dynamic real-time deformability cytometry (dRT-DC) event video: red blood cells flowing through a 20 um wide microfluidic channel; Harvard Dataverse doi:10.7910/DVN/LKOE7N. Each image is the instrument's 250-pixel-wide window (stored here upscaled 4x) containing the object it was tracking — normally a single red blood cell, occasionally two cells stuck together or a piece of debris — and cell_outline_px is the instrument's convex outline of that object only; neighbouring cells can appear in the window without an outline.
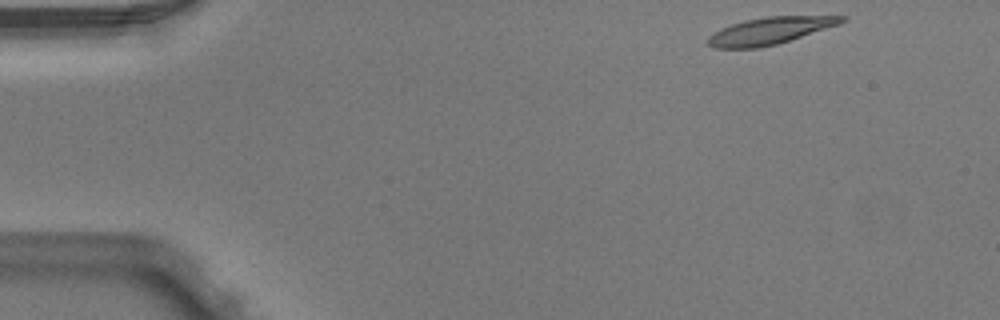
{"species": "Egyptian fruit bat (a non-hibernating species)", "species_latin": "Rousettus aegyptiacus", "temperature_condition": "warm", "stored_images_in_passage": 5, "camera_frame_rate_fps": 3000, "um_per_image_px": 0.085, "animal": {"sex": "male"}, "frame": {"image": 1, "passage_image": 1, "time_ms": 0.0, "image_size_px": [1000, 320], "cell_outline_px": [[848, 20], [840, 24], [776, 44], [756, 48], [712, 48], [708, 44], [708, 36], [732, 24], [744, 20], [768, 16], [848, 16]], "centroid_in_image_um": [65.47, 2.61], "position_along_channel_um": 19.5, "area_um2": 20.75}}
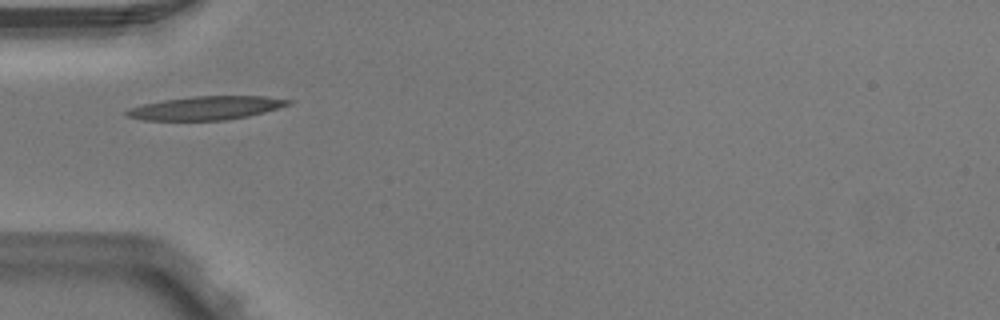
{"frame": {"image": 2, "passage_image": 4, "time_ms": 1.0, "image_size_px": [1000, 320], "cell_outline_px": [[292, 104], [248, 116], [224, 120], [144, 120], [124, 116], [124, 112], [128, 108], [144, 104], [164, 100], [192, 96], [264, 96], [292, 100]], "centroid_in_image_um": [17.48, 9.18], "position_along_channel_um": 67.5, "area_um2": 22.08}}
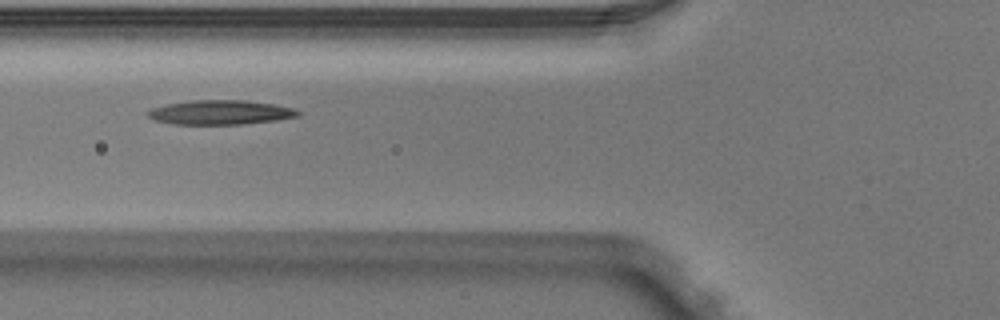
{"frame": {"image": 3, "passage_image": 5, "time_ms": 1.333, "image_size_px": [1000, 320], "cell_outline_px": [[300, 116], [276, 120], [244, 124], [172, 124], [156, 120], [148, 116], [144, 112], [152, 108], [164, 104], [192, 100], [244, 100], [276, 104], [296, 108], [300, 112]], "centroid_in_image_um": [18.74, 9.54], "position_along_channel_um": 107.1, "area_um2": 21.56}}